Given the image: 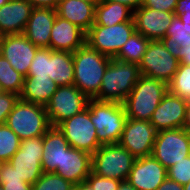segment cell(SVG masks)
<instances>
[{"label":"cell","mask_w":190,"mask_h":190,"mask_svg":"<svg viewBox=\"0 0 190 190\" xmlns=\"http://www.w3.org/2000/svg\"><path fill=\"white\" fill-rule=\"evenodd\" d=\"M183 128L190 133V100L187 101L186 113H185V121H184V124H183Z\"/></svg>","instance_id":"44"},{"label":"cell","mask_w":190,"mask_h":190,"mask_svg":"<svg viewBox=\"0 0 190 190\" xmlns=\"http://www.w3.org/2000/svg\"><path fill=\"white\" fill-rule=\"evenodd\" d=\"M168 91L165 82L141 75L123 103L127 118L149 121Z\"/></svg>","instance_id":"4"},{"label":"cell","mask_w":190,"mask_h":190,"mask_svg":"<svg viewBox=\"0 0 190 190\" xmlns=\"http://www.w3.org/2000/svg\"><path fill=\"white\" fill-rule=\"evenodd\" d=\"M72 148L93 154L101 144L87 107L82 112L61 122L58 126Z\"/></svg>","instance_id":"10"},{"label":"cell","mask_w":190,"mask_h":190,"mask_svg":"<svg viewBox=\"0 0 190 190\" xmlns=\"http://www.w3.org/2000/svg\"><path fill=\"white\" fill-rule=\"evenodd\" d=\"M20 96L14 92L0 94V125L5 124L9 113L13 110Z\"/></svg>","instance_id":"37"},{"label":"cell","mask_w":190,"mask_h":190,"mask_svg":"<svg viewBox=\"0 0 190 190\" xmlns=\"http://www.w3.org/2000/svg\"><path fill=\"white\" fill-rule=\"evenodd\" d=\"M33 8L57 9L60 0H27Z\"/></svg>","instance_id":"39"},{"label":"cell","mask_w":190,"mask_h":190,"mask_svg":"<svg viewBox=\"0 0 190 190\" xmlns=\"http://www.w3.org/2000/svg\"><path fill=\"white\" fill-rule=\"evenodd\" d=\"M178 17L183 22V24L190 26V11L184 12L183 14L179 15Z\"/></svg>","instance_id":"47"},{"label":"cell","mask_w":190,"mask_h":190,"mask_svg":"<svg viewBox=\"0 0 190 190\" xmlns=\"http://www.w3.org/2000/svg\"><path fill=\"white\" fill-rule=\"evenodd\" d=\"M0 184L5 190H32V185L20 178L10 162H3L0 171Z\"/></svg>","instance_id":"32"},{"label":"cell","mask_w":190,"mask_h":190,"mask_svg":"<svg viewBox=\"0 0 190 190\" xmlns=\"http://www.w3.org/2000/svg\"><path fill=\"white\" fill-rule=\"evenodd\" d=\"M87 107L101 145L118 143L127 120L122 103L89 99Z\"/></svg>","instance_id":"3"},{"label":"cell","mask_w":190,"mask_h":190,"mask_svg":"<svg viewBox=\"0 0 190 190\" xmlns=\"http://www.w3.org/2000/svg\"><path fill=\"white\" fill-rule=\"evenodd\" d=\"M82 1H85V2H88V3H92V4H94L95 6H96L99 2H101V0H82Z\"/></svg>","instance_id":"48"},{"label":"cell","mask_w":190,"mask_h":190,"mask_svg":"<svg viewBox=\"0 0 190 190\" xmlns=\"http://www.w3.org/2000/svg\"><path fill=\"white\" fill-rule=\"evenodd\" d=\"M190 11V0H177V4L174 9V14L178 17L184 12Z\"/></svg>","instance_id":"41"},{"label":"cell","mask_w":190,"mask_h":190,"mask_svg":"<svg viewBox=\"0 0 190 190\" xmlns=\"http://www.w3.org/2000/svg\"><path fill=\"white\" fill-rule=\"evenodd\" d=\"M140 76L138 64L113 58L105 70L99 93L93 99L123 104Z\"/></svg>","instance_id":"2"},{"label":"cell","mask_w":190,"mask_h":190,"mask_svg":"<svg viewBox=\"0 0 190 190\" xmlns=\"http://www.w3.org/2000/svg\"><path fill=\"white\" fill-rule=\"evenodd\" d=\"M101 1H111V2L121 3L124 5H127L133 11H135L137 8H139L143 4V0H101Z\"/></svg>","instance_id":"42"},{"label":"cell","mask_w":190,"mask_h":190,"mask_svg":"<svg viewBox=\"0 0 190 190\" xmlns=\"http://www.w3.org/2000/svg\"><path fill=\"white\" fill-rule=\"evenodd\" d=\"M157 131L150 121L127 118L120 141L135 158L152 155Z\"/></svg>","instance_id":"13"},{"label":"cell","mask_w":190,"mask_h":190,"mask_svg":"<svg viewBox=\"0 0 190 190\" xmlns=\"http://www.w3.org/2000/svg\"><path fill=\"white\" fill-rule=\"evenodd\" d=\"M73 54V84L89 99H93L100 90L102 78L111 58L92 49L86 43Z\"/></svg>","instance_id":"1"},{"label":"cell","mask_w":190,"mask_h":190,"mask_svg":"<svg viewBox=\"0 0 190 190\" xmlns=\"http://www.w3.org/2000/svg\"><path fill=\"white\" fill-rule=\"evenodd\" d=\"M85 37L82 29L57 15L51 29L49 48L73 53L85 44Z\"/></svg>","instance_id":"18"},{"label":"cell","mask_w":190,"mask_h":190,"mask_svg":"<svg viewBox=\"0 0 190 190\" xmlns=\"http://www.w3.org/2000/svg\"><path fill=\"white\" fill-rule=\"evenodd\" d=\"M127 21H134L133 10L127 5L101 1L95 6L93 25L112 26Z\"/></svg>","instance_id":"25"},{"label":"cell","mask_w":190,"mask_h":190,"mask_svg":"<svg viewBox=\"0 0 190 190\" xmlns=\"http://www.w3.org/2000/svg\"><path fill=\"white\" fill-rule=\"evenodd\" d=\"M85 181L93 190H117L121 182L117 179L98 176L92 172L88 175Z\"/></svg>","instance_id":"36"},{"label":"cell","mask_w":190,"mask_h":190,"mask_svg":"<svg viewBox=\"0 0 190 190\" xmlns=\"http://www.w3.org/2000/svg\"><path fill=\"white\" fill-rule=\"evenodd\" d=\"M69 147L70 145L64 137V134L58 127L52 126L43 135V173L54 172L57 167H61L64 150Z\"/></svg>","instance_id":"22"},{"label":"cell","mask_w":190,"mask_h":190,"mask_svg":"<svg viewBox=\"0 0 190 190\" xmlns=\"http://www.w3.org/2000/svg\"><path fill=\"white\" fill-rule=\"evenodd\" d=\"M136 158L119 143L101 145L92 154L91 172L126 181Z\"/></svg>","instance_id":"6"},{"label":"cell","mask_w":190,"mask_h":190,"mask_svg":"<svg viewBox=\"0 0 190 190\" xmlns=\"http://www.w3.org/2000/svg\"><path fill=\"white\" fill-rule=\"evenodd\" d=\"M190 155V133L184 128L158 131L152 156L166 169Z\"/></svg>","instance_id":"8"},{"label":"cell","mask_w":190,"mask_h":190,"mask_svg":"<svg viewBox=\"0 0 190 190\" xmlns=\"http://www.w3.org/2000/svg\"><path fill=\"white\" fill-rule=\"evenodd\" d=\"M73 190H93V189L86 181H82L79 184L74 185Z\"/></svg>","instance_id":"45"},{"label":"cell","mask_w":190,"mask_h":190,"mask_svg":"<svg viewBox=\"0 0 190 190\" xmlns=\"http://www.w3.org/2000/svg\"><path fill=\"white\" fill-rule=\"evenodd\" d=\"M168 178L181 185L190 182V155L167 169Z\"/></svg>","instance_id":"35"},{"label":"cell","mask_w":190,"mask_h":190,"mask_svg":"<svg viewBox=\"0 0 190 190\" xmlns=\"http://www.w3.org/2000/svg\"><path fill=\"white\" fill-rule=\"evenodd\" d=\"M177 0H143V7L158 11L174 12Z\"/></svg>","instance_id":"38"},{"label":"cell","mask_w":190,"mask_h":190,"mask_svg":"<svg viewBox=\"0 0 190 190\" xmlns=\"http://www.w3.org/2000/svg\"><path fill=\"white\" fill-rule=\"evenodd\" d=\"M57 15L75 24L85 33L94 24L95 5L82 0H60Z\"/></svg>","instance_id":"23"},{"label":"cell","mask_w":190,"mask_h":190,"mask_svg":"<svg viewBox=\"0 0 190 190\" xmlns=\"http://www.w3.org/2000/svg\"><path fill=\"white\" fill-rule=\"evenodd\" d=\"M167 177V169L149 155L136 158L127 181L136 190H157Z\"/></svg>","instance_id":"15"},{"label":"cell","mask_w":190,"mask_h":190,"mask_svg":"<svg viewBox=\"0 0 190 190\" xmlns=\"http://www.w3.org/2000/svg\"><path fill=\"white\" fill-rule=\"evenodd\" d=\"M183 190H190V182L183 186Z\"/></svg>","instance_id":"49"},{"label":"cell","mask_w":190,"mask_h":190,"mask_svg":"<svg viewBox=\"0 0 190 190\" xmlns=\"http://www.w3.org/2000/svg\"><path fill=\"white\" fill-rule=\"evenodd\" d=\"M57 86L73 85V54L69 51H52L50 49V75Z\"/></svg>","instance_id":"26"},{"label":"cell","mask_w":190,"mask_h":190,"mask_svg":"<svg viewBox=\"0 0 190 190\" xmlns=\"http://www.w3.org/2000/svg\"><path fill=\"white\" fill-rule=\"evenodd\" d=\"M164 47L179 60V49L190 45V26L183 24L179 17L175 16L171 25L167 28L166 37L161 39Z\"/></svg>","instance_id":"27"},{"label":"cell","mask_w":190,"mask_h":190,"mask_svg":"<svg viewBox=\"0 0 190 190\" xmlns=\"http://www.w3.org/2000/svg\"><path fill=\"white\" fill-rule=\"evenodd\" d=\"M157 190H183V185L167 177Z\"/></svg>","instance_id":"40"},{"label":"cell","mask_w":190,"mask_h":190,"mask_svg":"<svg viewBox=\"0 0 190 190\" xmlns=\"http://www.w3.org/2000/svg\"><path fill=\"white\" fill-rule=\"evenodd\" d=\"M0 190H5L1 184H0Z\"/></svg>","instance_id":"54"},{"label":"cell","mask_w":190,"mask_h":190,"mask_svg":"<svg viewBox=\"0 0 190 190\" xmlns=\"http://www.w3.org/2000/svg\"><path fill=\"white\" fill-rule=\"evenodd\" d=\"M74 184L56 173H43L32 185V190H73Z\"/></svg>","instance_id":"33"},{"label":"cell","mask_w":190,"mask_h":190,"mask_svg":"<svg viewBox=\"0 0 190 190\" xmlns=\"http://www.w3.org/2000/svg\"><path fill=\"white\" fill-rule=\"evenodd\" d=\"M5 92V90L3 89L1 83H0V94H3Z\"/></svg>","instance_id":"52"},{"label":"cell","mask_w":190,"mask_h":190,"mask_svg":"<svg viewBox=\"0 0 190 190\" xmlns=\"http://www.w3.org/2000/svg\"><path fill=\"white\" fill-rule=\"evenodd\" d=\"M32 5L27 0H10L0 7V30L2 34L23 33L32 12Z\"/></svg>","instance_id":"21"},{"label":"cell","mask_w":190,"mask_h":190,"mask_svg":"<svg viewBox=\"0 0 190 190\" xmlns=\"http://www.w3.org/2000/svg\"><path fill=\"white\" fill-rule=\"evenodd\" d=\"M39 48L21 34L3 36L0 54L11 66L24 77H27L32 60Z\"/></svg>","instance_id":"14"},{"label":"cell","mask_w":190,"mask_h":190,"mask_svg":"<svg viewBox=\"0 0 190 190\" xmlns=\"http://www.w3.org/2000/svg\"><path fill=\"white\" fill-rule=\"evenodd\" d=\"M2 164H3V162H2V161H0V171H1Z\"/></svg>","instance_id":"53"},{"label":"cell","mask_w":190,"mask_h":190,"mask_svg":"<svg viewBox=\"0 0 190 190\" xmlns=\"http://www.w3.org/2000/svg\"><path fill=\"white\" fill-rule=\"evenodd\" d=\"M135 31L134 21L112 26L92 25L86 32L85 43L92 49L113 59Z\"/></svg>","instance_id":"7"},{"label":"cell","mask_w":190,"mask_h":190,"mask_svg":"<svg viewBox=\"0 0 190 190\" xmlns=\"http://www.w3.org/2000/svg\"><path fill=\"white\" fill-rule=\"evenodd\" d=\"M10 0H0V7L5 5L7 2H9Z\"/></svg>","instance_id":"50"},{"label":"cell","mask_w":190,"mask_h":190,"mask_svg":"<svg viewBox=\"0 0 190 190\" xmlns=\"http://www.w3.org/2000/svg\"><path fill=\"white\" fill-rule=\"evenodd\" d=\"M21 145V139L5 124L0 125V161L8 162Z\"/></svg>","instance_id":"31"},{"label":"cell","mask_w":190,"mask_h":190,"mask_svg":"<svg viewBox=\"0 0 190 190\" xmlns=\"http://www.w3.org/2000/svg\"><path fill=\"white\" fill-rule=\"evenodd\" d=\"M50 48H39L31 62L27 76L49 77Z\"/></svg>","instance_id":"34"},{"label":"cell","mask_w":190,"mask_h":190,"mask_svg":"<svg viewBox=\"0 0 190 190\" xmlns=\"http://www.w3.org/2000/svg\"><path fill=\"white\" fill-rule=\"evenodd\" d=\"M89 98L75 85L58 86L45 106L51 126L57 127L64 120L87 108Z\"/></svg>","instance_id":"9"},{"label":"cell","mask_w":190,"mask_h":190,"mask_svg":"<svg viewBox=\"0 0 190 190\" xmlns=\"http://www.w3.org/2000/svg\"><path fill=\"white\" fill-rule=\"evenodd\" d=\"M92 155L72 148L64 150L62 166L57 167L53 173L76 185L85 181L91 173Z\"/></svg>","instance_id":"20"},{"label":"cell","mask_w":190,"mask_h":190,"mask_svg":"<svg viewBox=\"0 0 190 190\" xmlns=\"http://www.w3.org/2000/svg\"><path fill=\"white\" fill-rule=\"evenodd\" d=\"M117 190H136L127 180L121 181Z\"/></svg>","instance_id":"46"},{"label":"cell","mask_w":190,"mask_h":190,"mask_svg":"<svg viewBox=\"0 0 190 190\" xmlns=\"http://www.w3.org/2000/svg\"><path fill=\"white\" fill-rule=\"evenodd\" d=\"M3 34H2V32H1V30H0V46H1V43H2V39H3Z\"/></svg>","instance_id":"51"},{"label":"cell","mask_w":190,"mask_h":190,"mask_svg":"<svg viewBox=\"0 0 190 190\" xmlns=\"http://www.w3.org/2000/svg\"><path fill=\"white\" fill-rule=\"evenodd\" d=\"M43 151V136L23 139L8 162L22 180L33 185L43 174Z\"/></svg>","instance_id":"11"},{"label":"cell","mask_w":190,"mask_h":190,"mask_svg":"<svg viewBox=\"0 0 190 190\" xmlns=\"http://www.w3.org/2000/svg\"><path fill=\"white\" fill-rule=\"evenodd\" d=\"M186 105V100L168 91L153 112L149 121L157 132L183 128Z\"/></svg>","instance_id":"17"},{"label":"cell","mask_w":190,"mask_h":190,"mask_svg":"<svg viewBox=\"0 0 190 190\" xmlns=\"http://www.w3.org/2000/svg\"><path fill=\"white\" fill-rule=\"evenodd\" d=\"M58 86L50 77L27 76L24 77L23 89L20 99L46 106Z\"/></svg>","instance_id":"24"},{"label":"cell","mask_w":190,"mask_h":190,"mask_svg":"<svg viewBox=\"0 0 190 190\" xmlns=\"http://www.w3.org/2000/svg\"><path fill=\"white\" fill-rule=\"evenodd\" d=\"M6 125L21 140L43 136L52 127L45 106L20 98L9 113Z\"/></svg>","instance_id":"5"},{"label":"cell","mask_w":190,"mask_h":190,"mask_svg":"<svg viewBox=\"0 0 190 190\" xmlns=\"http://www.w3.org/2000/svg\"><path fill=\"white\" fill-rule=\"evenodd\" d=\"M0 83L5 92L21 94L24 76L17 72L9 61L0 54Z\"/></svg>","instance_id":"29"},{"label":"cell","mask_w":190,"mask_h":190,"mask_svg":"<svg viewBox=\"0 0 190 190\" xmlns=\"http://www.w3.org/2000/svg\"><path fill=\"white\" fill-rule=\"evenodd\" d=\"M149 43V39L144 37L141 33L135 31L128 41L122 46L115 58L124 62L139 65Z\"/></svg>","instance_id":"28"},{"label":"cell","mask_w":190,"mask_h":190,"mask_svg":"<svg viewBox=\"0 0 190 190\" xmlns=\"http://www.w3.org/2000/svg\"><path fill=\"white\" fill-rule=\"evenodd\" d=\"M57 12L50 8H33L23 34L38 48H49L50 34Z\"/></svg>","instance_id":"19"},{"label":"cell","mask_w":190,"mask_h":190,"mask_svg":"<svg viewBox=\"0 0 190 190\" xmlns=\"http://www.w3.org/2000/svg\"><path fill=\"white\" fill-rule=\"evenodd\" d=\"M171 94L190 100V65L179 63L172 81L168 84Z\"/></svg>","instance_id":"30"},{"label":"cell","mask_w":190,"mask_h":190,"mask_svg":"<svg viewBox=\"0 0 190 190\" xmlns=\"http://www.w3.org/2000/svg\"><path fill=\"white\" fill-rule=\"evenodd\" d=\"M180 61L174 57L161 40L150 41L139 63L141 75L161 80L169 84L176 73Z\"/></svg>","instance_id":"12"},{"label":"cell","mask_w":190,"mask_h":190,"mask_svg":"<svg viewBox=\"0 0 190 190\" xmlns=\"http://www.w3.org/2000/svg\"><path fill=\"white\" fill-rule=\"evenodd\" d=\"M179 61L182 64L190 65V45L180 47L179 49Z\"/></svg>","instance_id":"43"},{"label":"cell","mask_w":190,"mask_h":190,"mask_svg":"<svg viewBox=\"0 0 190 190\" xmlns=\"http://www.w3.org/2000/svg\"><path fill=\"white\" fill-rule=\"evenodd\" d=\"M175 16L174 12L158 11L143 6L133 11L136 31L150 41L161 40L166 37L167 28Z\"/></svg>","instance_id":"16"}]
</instances>
